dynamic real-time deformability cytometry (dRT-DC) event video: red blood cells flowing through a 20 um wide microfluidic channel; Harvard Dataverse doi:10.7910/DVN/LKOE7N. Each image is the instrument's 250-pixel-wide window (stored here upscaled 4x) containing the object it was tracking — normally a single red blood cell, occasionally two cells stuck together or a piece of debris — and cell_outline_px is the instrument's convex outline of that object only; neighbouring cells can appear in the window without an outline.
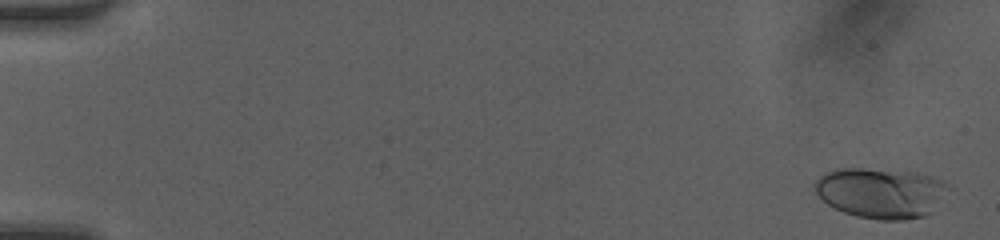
{"species": "human", "species_latin": "Homo sapiens", "temperature_condition": "room temperature", "stored_images_in_passage": 50, "camera_frame_rate_fps": 3000, "um_per_image_px": 0.085, "donor": {"sex": "female"}, "frame": {"image": 1, "passage_image": 2, "time_ms": 0.333, "image_size_px": [1000, 240], "cell_outline_px": [[948, 188], [932, 212], [924, 216], [904, 220], [880, 220], [856, 216], [844, 212], [828, 204], [816, 192], [812, 184], [820, 176], [836, 168], [864, 168], [916, 172], [932, 176], [944, 180], [948, 184]], "centroid_in_image_um": [74.87, 16.38], "position_along_channel_um": 10.1, "area_um2": 39.19}}
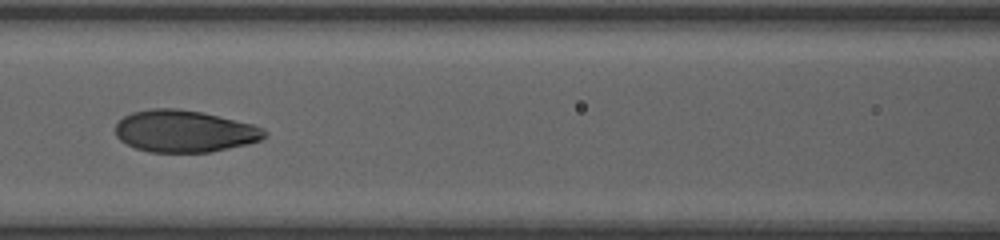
{"frame": {"image": 2, "passage_image": 24, "time_ms": 7.667, "image_size_px": [1000, 240], "cell_outline_px": [[268, 132], [260, 140], [248, 144], [212, 152], [148, 152], [136, 148], [120, 140], [116, 136], [116, 124], [124, 116], [132, 112], [152, 108], [176, 108], [200, 112], [252, 124], [264, 128]], "centroid_in_image_um": [15.67, 11.16], "position_along_channel_um": 150.9, "area_um2": 36.36}}
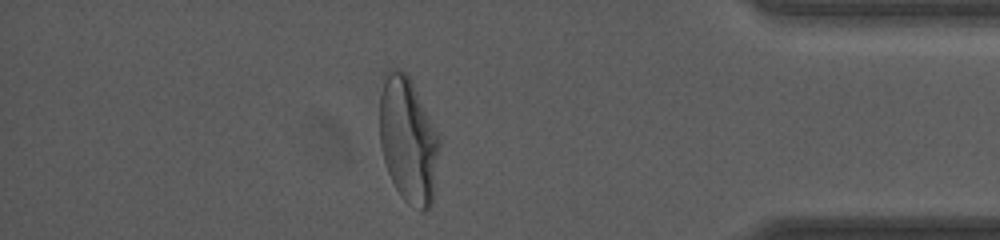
{"frame": {"image": 3, "passage_image": 44, "time_ms": 14.333, "image_size_px": [1000, 240], "cell_outline_px": [[440, 144], [432, 204], [424, 212], [408, 204], [400, 196], [388, 172], [380, 148], [380, 92], [388, 68], [396, 68], [404, 72], [408, 76], [440, 136]], "centroid_in_image_um": [34.69, 11.94], "position_along_channel_um": 400.5, "area_um2": 43.64}, "authors_computed_cell_mechanics": {"area_um2": 37.0787, "velocity_mm_per_s": 4.1906, "shape_relaxation_time_tau1_ms": 4.6954, "shape_relaxation_time_tau2_ms": 0.73, "deformation_change_tau1": 0.2039, "deformation_change_tau2": 0.0517}}